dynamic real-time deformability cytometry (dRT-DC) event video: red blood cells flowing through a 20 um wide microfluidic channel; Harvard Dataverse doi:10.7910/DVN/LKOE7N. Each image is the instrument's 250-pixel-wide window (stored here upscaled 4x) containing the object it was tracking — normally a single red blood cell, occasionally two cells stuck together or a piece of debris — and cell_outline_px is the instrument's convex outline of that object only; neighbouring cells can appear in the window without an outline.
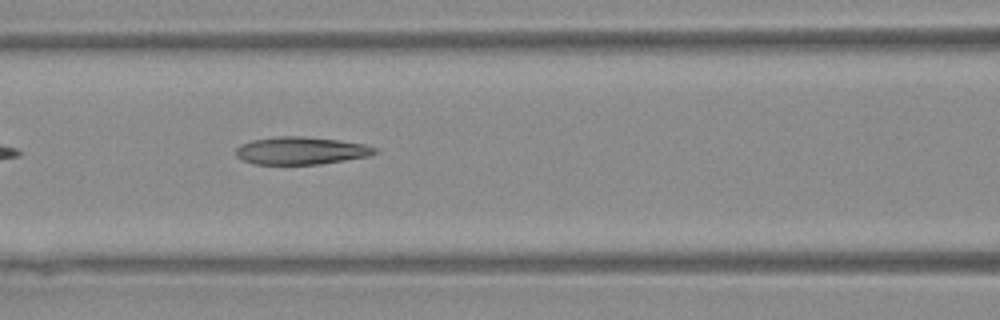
{"species": "Egyptian fruit bat (a non-hibernating species)", "species_latin": "Rousettus aegyptiacus", "temperature_condition": "warm", "stored_images_in_passage": 13, "camera_frame_rate_fps": 3000, "um_per_image_px": 0.085, "animal": {"sex": "female"}, "frame": {"image": 1, "passage_image": 8, "time_ms": 2.333, "image_size_px": [1000, 320], "cell_outline_px": [[380, 152], [368, 156], [320, 164], [252, 164], [236, 156], [236, 148], [240, 144], [252, 140], [276, 136], [304, 136], [340, 140], [364, 144], [376, 148]], "centroid_in_image_um": [25.58, 12.8], "position_along_channel_um": 141.0, "area_um2": 22.43}}